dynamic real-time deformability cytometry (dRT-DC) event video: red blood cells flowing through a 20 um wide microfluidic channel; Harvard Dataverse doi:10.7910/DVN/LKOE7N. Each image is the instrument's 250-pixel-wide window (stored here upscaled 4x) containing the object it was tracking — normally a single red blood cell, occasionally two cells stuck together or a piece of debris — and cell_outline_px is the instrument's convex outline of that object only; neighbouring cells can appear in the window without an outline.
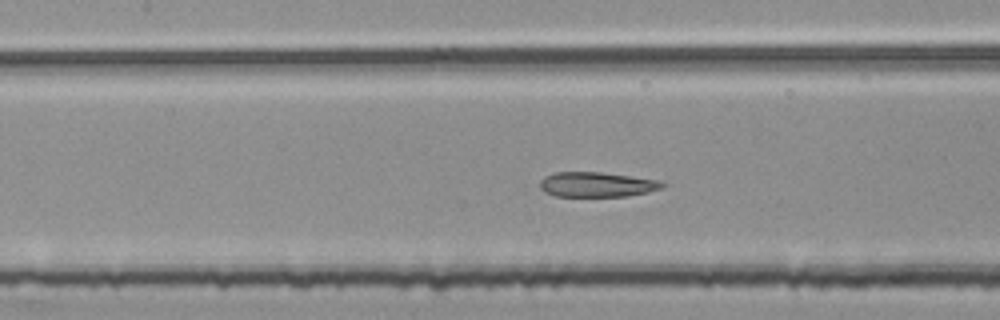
{"species": "common noctule bat (a hibernating species)", "species_latin": "Nyctalus noctula", "temperature_condition": "room temperature", "stored_images_in_passage": 47, "segment_of_instrument_passage": [2, 2], "camera_frame_rate_fps": 3000, "um_per_image_px": 0.085, "animal": {"sex": "female", "body_mass_g": 25.1}, "frame": {"image": 1, "passage_image": 24, "time_ms": 7.667, "image_size_px": [1000, 320], "cell_outline_px": [[664, 188], [648, 192], [628, 196], [556, 196], [544, 192], [540, 188], [540, 180], [544, 176], [556, 172], [600, 172], [660, 180], [664, 184]], "centroid_in_image_um": [50.73, 15.68], "position_along_channel_um": 156.7, "area_um2": 17.8}}
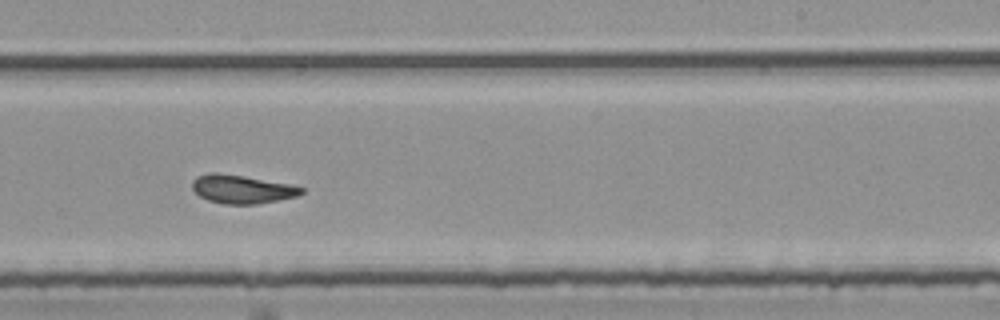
{"frame": {"image": 2, "passage_image": 33, "time_ms": 10.667, "image_size_px": [1000, 320], "cell_outline_px": [[304, 192], [296, 196], [260, 204], [224, 204], [208, 200], [200, 196], [192, 188], [192, 180], [196, 176], [208, 172], [216, 172], [244, 176], [292, 184], [304, 188]], "centroid_in_image_um": [20.56, 16.07], "position_along_channel_um": 268.4, "area_um2": 18.26}}
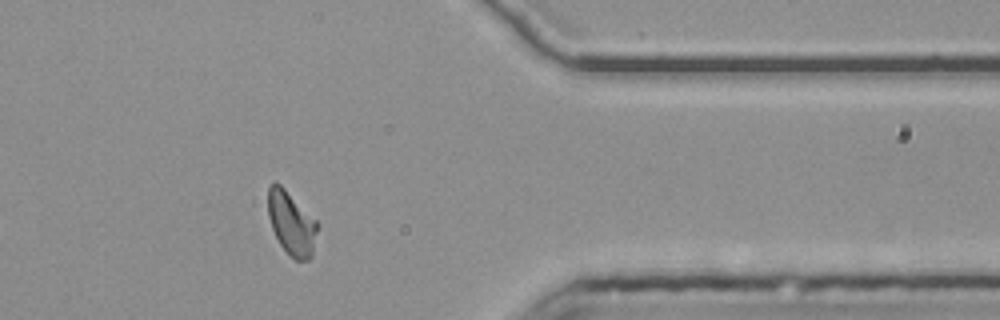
{"frame": {"image": 3, "passage_image": 44, "time_ms": 14.333, "image_size_px": [1000, 320], "cell_outline_px": [[320, 224], [312, 256], [308, 260], [296, 260], [280, 244], [272, 228], [268, 216], [268, 184], [272, 180], [276, 180]], "centroid_in_image_um": [24.78, 18.94], "position_along_channel_um": 386.6, "area_um2": 18.38}}